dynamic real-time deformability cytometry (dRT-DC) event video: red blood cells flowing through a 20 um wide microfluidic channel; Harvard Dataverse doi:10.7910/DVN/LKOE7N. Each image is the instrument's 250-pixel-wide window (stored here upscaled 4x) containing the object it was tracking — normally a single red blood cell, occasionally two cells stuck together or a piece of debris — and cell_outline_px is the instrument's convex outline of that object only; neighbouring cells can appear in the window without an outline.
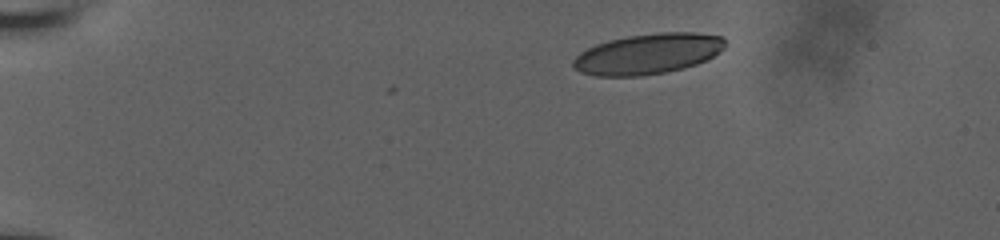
{"species": "human", "species_latin": "Homo sapiens", "temperature_condition": "room temperature", "stored_images_in_passage": 46, "camera_frame_rate_fps": 3000, "um_per_image_px": 0.085, "donor": {"sex": "male"}, "frame": {"image": 1, "passage_image": 1, "time_ms": 0.0, "image_size_px": [1000, 240], "cell_outline_px": [[724, 48], [720, 52], [696, 64], [684, 68], [664, 72], [640, 76], [596, 76], [580, 72], [572, 64], [572, 60], [580, 52], [596, 44], [608, 40], [628, 36], [660, 32], [696, 32], [724, 36]], "centroid_in_image_um": [55.07, 4.57], "position_along_channel_um": 29.9, "area_um2": 35.84}}
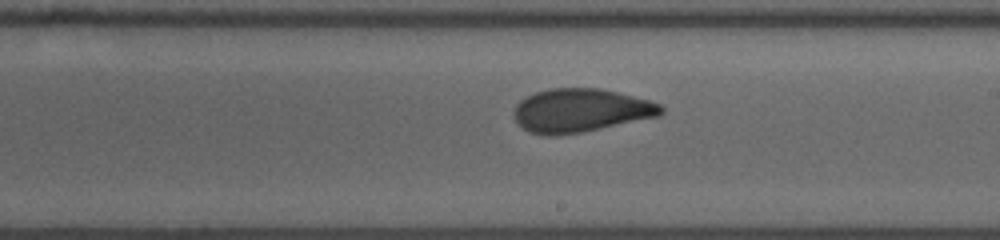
{"frame": {"image": 2, "passage_image": 25, "time_ms": 8.0, "image_size_px": [1000, 240], "cell_outline_px": [[664, 112], [656, 116], [600, 128], [580, 132], [556, 136], [544, 136], [528, 132], [512, 116], [512, 112], [516, 104], [520, 100], [536, 92], [552, 88], [600, 88], [648, 100], [660, 104], [664, 108]], "centroid_in_image_um": [49.29, 9.39], "position_along_channel_um": 239.7, "area_um2": 36.99}}
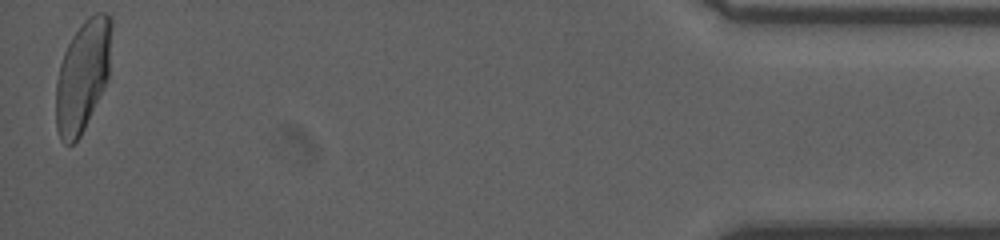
{"frame": {"image": 3, "passage_image": 46, "time_ms": 15.0, "image_size_px": [1000, 240], "cell_outline_px": [[112, 28], [108, 80], [80, 136], [72, 144], [64, 144], [60, 140], [56, 128], [56, 80], [60, 64], [64, 52], [72, 36], [80, 24], [88, 16], [96, 12], [108, 12], [112, 20]], "centroid_in_image_um": [7.03, 6.4], "position_along_channel_um": 428.2, "area_um2": 36.3}, "authors_computed_cell_mechanics": {"area_um2": 36.8764, "velocity_mm_per_s": 3.8323, "shape_relaxation_time_tau1_ms": 7.6503, "shape_relaxation_time_tau2_ms": 1.2438, "deformation_change_tau1": 0.2143, "deformation_change_tau2": 0.0658}}